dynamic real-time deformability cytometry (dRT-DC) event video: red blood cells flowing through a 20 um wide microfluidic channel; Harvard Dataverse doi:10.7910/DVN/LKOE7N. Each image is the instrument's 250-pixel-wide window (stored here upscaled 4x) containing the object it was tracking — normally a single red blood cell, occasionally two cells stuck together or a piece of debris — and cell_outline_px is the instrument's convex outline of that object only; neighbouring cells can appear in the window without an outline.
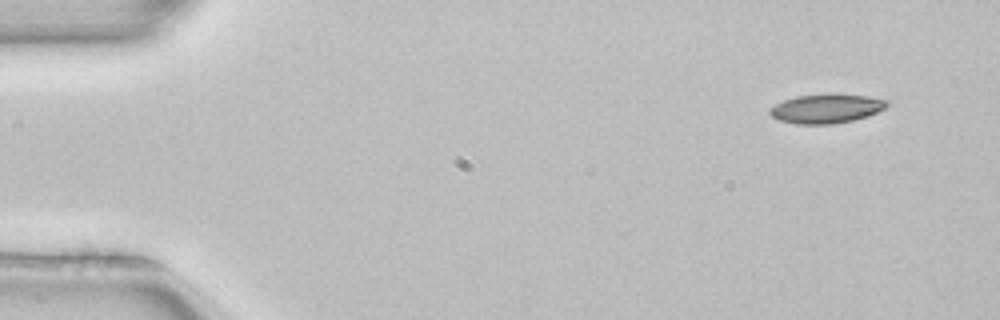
{"species": "common noctule bat (a hibernating species)", "species_latin": "Nyctalus noctula", "temperature_condition": "room temperature", "stored_images_in_passage": 5, "segment_of_instrument_passage": [2, 2], "camera_frame_rate_fps": 3000, "um_per_image_px": 0.085, "animal": {"sex": "female", "body_mass_g": 22.7, "forearm_length_mm": 54.2}, "frame": {"image": 1, "passage_image": 5, "time_ms": 1.333, "image_size_px": [1000, 320], "cell_outline_px": [[888, 104], [884, 108], [868, 116], [852, 120], [832, 124], [796, 124], [780, 120], [772, 116], [768, 112], [768, 108], [784, 100], [796, 96], [868, 96], [888, 100]], "centroid_in_image_um": [70.2, 9.27], "position_along_channel_um": 14.8, "area_um2": 19.13}}